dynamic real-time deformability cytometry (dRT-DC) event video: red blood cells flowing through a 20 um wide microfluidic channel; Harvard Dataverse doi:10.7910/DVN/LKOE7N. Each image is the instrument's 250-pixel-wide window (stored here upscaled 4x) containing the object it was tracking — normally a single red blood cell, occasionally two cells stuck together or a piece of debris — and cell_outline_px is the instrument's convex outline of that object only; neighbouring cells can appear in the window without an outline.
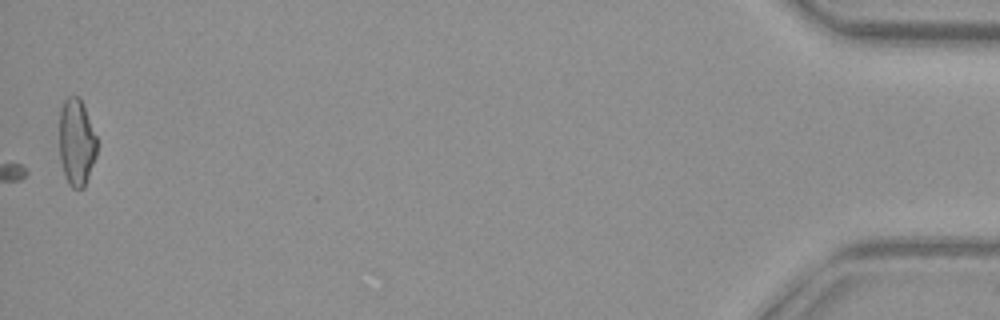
{"species": "common noctule bat (a hibernating species)", "species_latin": "Nyctalus noctula", "temperature_condition": "warm", "stored_images_in_passage": 49, "camera_frame_rate_fps": 3000, "um_per_image_px": 0.085, "animal": {"sex": "female", "body_mass_g": 29.2, "forearm_length_mm": 56.3}, "frame": {"image": 1, "passage_image": 49, "time_ms": 16.0, "image_size_px": [1000, 320], "cell_outline_px": [[96, 156], [84, 188], [72, 188], [68, 184], [60, 160], [60, 108], [64, 100], [68, 96], [80, 96], [96, 136]], "centroid_in_image_um": [6.5, 12.08], "position_along_channel_um": 428.7, "area_um2": 18.96}}